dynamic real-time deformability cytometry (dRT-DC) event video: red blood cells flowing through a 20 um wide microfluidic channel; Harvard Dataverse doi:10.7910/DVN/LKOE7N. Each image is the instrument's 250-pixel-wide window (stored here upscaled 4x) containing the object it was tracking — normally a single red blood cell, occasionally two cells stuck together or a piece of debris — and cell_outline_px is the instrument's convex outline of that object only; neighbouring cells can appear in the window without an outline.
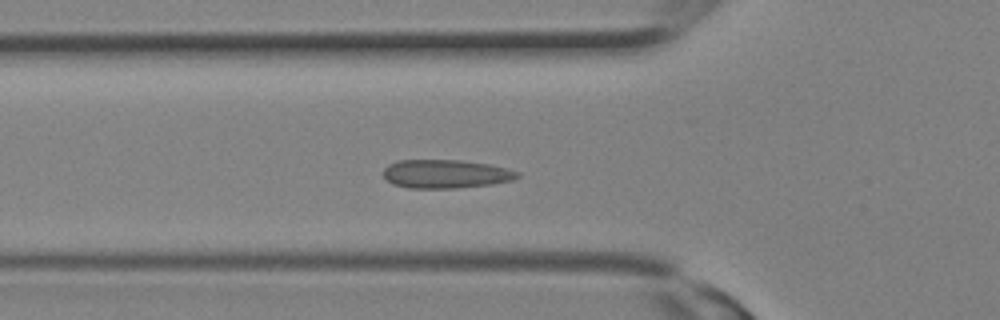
{"species": "Egyptian fruit bat (a non-hibernating species)", "species_latin": "Rousettus aegyptiacus", "temperature_condition": "room temperature", "stored_images_in_passage": 31, "camera_frame_rate_fps": 3000, "um_per_image_px": 0.085, "animal": {"sex": "female"}, "frame": {"image": 1, "passage_image": 11, "time_ms": 3.333, "image_size_px": [1000, 320], "cell_outline_px": [[520, 176], [512, 180], [492, 184], [456, 188], [408, 188], [392, 184], [384, 176], [384, 168], [388, 164], [396, 160], [460, 160], [488, 164], [508, 168], [520, 172]], "centroid_in_image_um": [37.89, 14.78], "position_along_channel_um": 87.9, "area_um2": 22.43}}
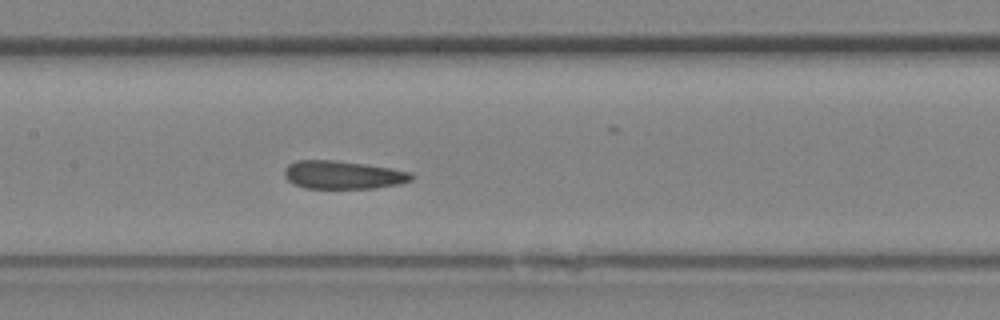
{"frame": {"image": 2, "passage_image": 15, "time_ms": 4.667, "image_size_px": [1000, 320], "cell_outline_px": [[416, 176], [412, 180], [400, 184], [376, 188], [304, 188], [288, 180], [284, 176], [284, 168], [288, 164], [296, 160], [332, 160], [364, 164], [392, 168], [412, 172]], "centroid_in_image_um": [29.19, 14.86], "position_along_channel_um": 178.2, "area_um2": 20.98}}
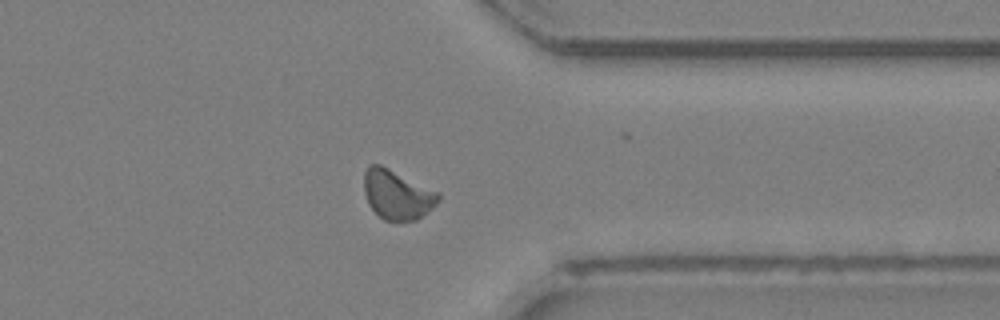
{"frame": {"image": 3, "passage_image": 24, "time_ms": 7.667, "image_size_px": [1000, 320], "cell_outline_px": [[440, 200], [432, 208], [416, 220], [384, 220], [368, 204], [364, 192], [364, 172], [372, 164], [380, 164], [440, 192]], "centroid_in_image_um": [33.77, 16.53], "position_along_channel_um": 377.6, "area_um2": 21.27}}